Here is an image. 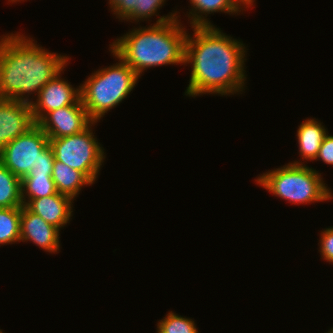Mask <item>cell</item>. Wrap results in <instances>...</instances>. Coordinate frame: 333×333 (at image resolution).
<instances>
[{
	"mask_svg": "<svg viewBox=\"0 0 333 333\" xmlns=\"http://www.w3.org/2000/svg\"><path fill=\"white\" fill-rule=\"evenodd\" d=\"M187 34L185 65L192 64L187 96L202 94L234 95L244 90L246 48L240 40L212 26H194Z\"/></svg>",
	"mask_w": 333,
	"mask_h": 333,
	"instance_id": "obj_1",
	"label": "cell"
},
{
	"mask_svg": "<svg viewBox=\"0 0 333 333\" xmlns=\"http://www.w3.org/2000/svg\"><path fill=\"white\" fill-rule=\"evenodd\" d=\"M33 41L18 32L1 37L0 99L31 104L29 95H38L67 65L68 56L49 52Z\"/></svg>",
	"mask_w": 333,
	"mask_h": 333,
	"instance_id": "obj_2",
	"label": "cell"
},
{
	"mask_svg": "<svg viewBox=\"0 0 333 333\" xmlns=\"http://www.w3.org/2000/svg\"><path fill=\"white\" fill-rule=\"evenodd\" d=\"M177 11L158 18L153 26L134 28L116 39L110 49L141 77L150 67L185 64L187 31Z\"/></svg>",
	"mask_w": 333,
	"mask_h": 333,
	"instance_id": "obj_3",
	"label": "cell"
},
{
	"mask_svg": "<svg viewBox=\"0 0 333 333\" xmlns=\"http://www.w3.org/2000/svg\"><path fill=\"white\" fill-rule=\"evenodd\" d=\"M111 53L119 63L94 71L80 86L82 104L93 122L127 98L139 79L127 63Z\"/></svg>",
	"mask_w": 333,
	"mask_h": 333,
	"instance_id": "obj_4",
	"label": "cell"
},
{
	"mask_svg": "<svg viewBox=\"0 0 333 333\" xmlns=\"http://www.w3.org/2000/svg\"><path fill=\"white\" fill-rule=\"evenodd\" d=\"M256 183L292 204H309L333 199L321 174L301 161L290 162L255 179Z\"/></svg>",
	"mask_w": 333,
	"mask_h": 333,
	"instance_id": "obj_5",
	"label": "cell"
},
{
	"mask_svg": "<svg viewBox=\"0 0 333 333\" xmlns=\"http://www.w3.org/2000/svg\"><path fill=\"white\" fill-rule=\"evenodd\" d=\"M92 122L81 133L62 138H49L56 161L82 172L92 183L97 180L104 162L103 147L93 134Z\"/></svg>",
	"mask_w": 333,
	"mask_h": 333,
	"instance_id": "obj_6",
	"label": "cell"
},
{
	"mask_svg": "<svg viewBox=\"0 0 333 333\" xmlns=\"http://www.w3.org/2000/svg\"><path fill=\"white\" fill-rule=\"evenodd\" d=\"M49 145V138L35 123L24 134L0 150V162L22 179L36 165L40 152Z\"/></svg>",
	"mask_w": 333,
	"mask_h": 333,
	"instance_id": "obj_7",
	"label": "cell"
},
{
	"mask_svg": "<svg viewBox=\"0 0 333 333\" xmlns=\"http://www.w3.org/2000/svg\"><path fill=\"white\" fill-rule=\"evenodd\" d=\"M92 122L80 100L77 104L47 112L36 124L48 138H62L81 133Z\"/></svg>",
	"mask_w": 333,
	"mask_h": 333,
	"instance_id": "obj_8",
	"label": "cell"
},
{
	"mask_svg": "<svg viewBox=\"0 0 333 333\" xmlns=\"http://www.w3.org/2000/svg\"><path fill=\"white\" fill-rule=\"evenodd\" d=\"M59 72L38 93L37 99L31 105L32 117L37 123L47 112L77 104L81 100L80 86L74 88Z\"/></svg>",
	"mask_w": 333,
	"mask_h": 333,
	"instance_id": "obj_9",
	"label": "cell"
},
{
	"mask_svg": "<svg viewBox=\"0 0 333 333\" xmlns=\"http://www.w3.org/2000/svg\"><path fill=\"white\" fill-rule=\"evenodd\" d=\"M34 124L30 104L0 99V150Z\"/></svg>",
	"mask_w": 333,
	"mask_h": 333,
	"instance_id": "obj_10",
	"label": "cell"
},
{
	"mask_svg": "<svg viewBox=\"0 0 333 333\" xmlns=\"http://www.w3.org/2000/svg\"><path fill=\"white\" fill-rule=\"evenodd\" d=\"M59 231L24 205L21 207L20 241H32L44 251L56 253L60 249Z\"/></svg>",
	"mask_w": 333,
	"mask_h": 333,
	"instance_id": "obj_11",
	"label": "cell"
},
{
	"mask_svg": "<svg viewBox=\"0 0 333 333\" xmlns=\"http://www.w3.org/2000/svg\"><path fill=\"white\" fill-rule=\"evenodd\" d=\"M22 201L29 211L42 217L47 223L58 229L66 226L72 217L74 200L64 194L56 193L43 198Z\"/></svg>",
	"mask_w": 333,
	"mask_h": 333,
	"instance_id": "obj_12",
	"label": "cell"
},
{
	"mask_svg": "<svg viewBox=\"0 0 333 333\" xmlns=\"http://www.w3.org/2000/svg\"><path fill=\"white\" fill-rule=\"evenodd\" d=\"M166 0H109L111 12L121 18L120 20H132L139 22L158 16L157 11Z\"/></svg>",
	"mask_w": 333,
	"mask_h": 333,
	"instance_id": "obj_13",
	"label": "cell"
},
{
	"mask_svg": "<svg viewBox=\"0 0 333 333\" xmlns=\"http://www.w3.org/2000/svg\"><path fill=\"white\" fill-rule=\"evenodd\" d=\"M316 118L306 119L298 126V149L303 160L314 161L318 155L321 144L328 133Z\"/></svg>",
	"mask_w": 333,
	"mask_h": 333,
	"instance_id": "obj_14",
	"label": "cell"
},
{
	"mask_svg": "<svg viewBox=\"0 0 333 333\" xmlns=\"http://www.w3.org/2000/svg\"><path fill=\"white\" fill-rule=\"evenodd\" d=\"M190 4L192 8L189 10L188 18H191L190 24L192 27L212 26L206 18L207 14L224 12L230 15L238 14V12L244 10L242 8L244 5L239 0H190Z\"/></svg>",
	"mask_w": 333,
	"mask_h": 333,
	"instance_id": "obj_15",
	"label": "cell"
},
{
	"mask_svg": "<svg viewBox=\"0 0 333 333\" xmlns=\"http://www.w3.org/2000/svg\"><path fill=\"white\" fill-rule=\"evenodd\" d=\"M52 179L60 194L67 195L75 200L83 186L93 183L79 170L69 167L60 161H54Z\"/></svg>",
	"mask_w": 333,
	"mask_h": 333,
	"instance_id": "obj_16",
	"label": "cell"
},
{
	"mask_svg": "<svg viewBox=\"0 0 333 333\" xmlns=\"http://www.w3.org/2000/svg\"><path fill=\"white\" fill-rule=\"evenodd\" d=\"M22 206L21 179L0 162V208Z\"/></svg>",
	"mask_w": 333,
	"mask_h": 333,
	"instance_id": "obj_17",
	"label": "cell"
},
{
	"mask_svg": "<svg viewBox=\"0 0 333 333\" xmlns=\"http://www.w3.org/2000/svg\"><path fill=\"white\" fill-rule=\"evenodd\" d=\"M21 207L0 208V245L20 242Z\"/></svg>",
	"mask_w": 333,
	"mask_h": 333,
	"instance_id": "obj_18",
	"label": "cell"
},
{
	"mask_svg": "<svg viewBox=\"0 0 333 333\" xmlns=\"http://www.w3.org/2000/svg\"><path fill=\"white\" fill-rule=\"evenodd\" d=\"M56 193L58 191L52 176H25L21 179L22 200L43 198Z\"/></svg>",
	"mask_w": 333,
	"mask_h": 333,
	"instance_id": "obj_19",
	"label": "cell"
},
{
	"mask_svg": "<svg viewBox=\"0 0 333 333\" xmlns=\"http://www.w3.org/2000/svg\"><path fill=\"white\" fill-rule=\"evenodd\" d=\"M157 333H199L195 322L172 311L157 323Z\"/></svg>",
	"mask_w": 333,
	"mask_h": 333,
	"instance_id": "obj_20",
	"label": "cell"
},
{
	"mask_svg": "<svg viewBox=\"0 0 333 333\" xmlns=\"http://www.w3.org/2000/svg\"><path fill=\"white\" fill-rule=\"evenodd\" d=\"M54 161L53 149L49 144L40 152L36 165L33 166L27 176H52Z\"/></svg>",
	"mask_w": 333,
	"mask_h": 333,
	"instance_id": "obj_21",
	"label": "cell"
},
{
	"mask_svg": "<svg viewBox=\"0 0 333 333\" xmlns=\"http://www.w3.org/2000/svg\"><path fill=\"white\" fill-rule=\"evenodd\" d=\"M320 252L323 260L333 263V226L321 231L320 235Z\"/></svg>",
	"mask_w": 333,
	"mask_h": 333,
	"instance_id": "obj_22",
	"label": "cell"
},
{
	"mask_svg": "<svg viewBox=\"0 0 333 333\" xmlns=\"http://www.w3.org/2000/svg\"><path fill=\"white\" fill-rule=\"evenodd\" d=\"M322 160L328 165H333V136L326 134L321 147L319 149L318 155L315 160Z\"/></svg>",
	"mask_w": 333,
	"mask_h": 333,
	"instance_id": "obj_23",
	"label": "cell"
},
{
	"mask_svg": "<svg viewBox=\"0 0 333 333\" xmlns=\"http://www.w3.org/2000/svg\"><path fill=\"white\" fill-rule=\"evenodd\" d=\"M239 1L244 5L243 8H248L253 5V2L255 0H239Z\"/></svg>",
	"mask_w": 333,
	"mask_h": 333,
	"instance_id": "obj_24",
	"label": "cell"
},
{
	"mask_svg": "<svg viewBox=\"0 0 333 333\" xmlns=\"http://www.w3.org/2000/svg\"><path fill=\"white\" fill-rule=\"evenodd\" d=\"M8 1H10V2H12V3H13V2L15 3V2H19L20 0H8ZM21 1H22V0H21ZM23 1H24V0H23Z\"/></svg>",
	"mask_w": 333,
	"mask_h": 333,
	"instance_id": "obj_25",
	"label": "cell"
},
{
	"mask_svg": "<svg viewBox=\"0 0 333 333\" xmlns=\"http://www.w3.org/2000/svg\"><path fill=\"white\" fill-rule=\"evenodd\" d=\"M328 333H333V328H331L330 331H328Z\"/></svg>",
	"mask_w": 333,
	"mask_h": 333,
	"instance_id": "obj_26",
	"label": "cell"
}]
</instances>
